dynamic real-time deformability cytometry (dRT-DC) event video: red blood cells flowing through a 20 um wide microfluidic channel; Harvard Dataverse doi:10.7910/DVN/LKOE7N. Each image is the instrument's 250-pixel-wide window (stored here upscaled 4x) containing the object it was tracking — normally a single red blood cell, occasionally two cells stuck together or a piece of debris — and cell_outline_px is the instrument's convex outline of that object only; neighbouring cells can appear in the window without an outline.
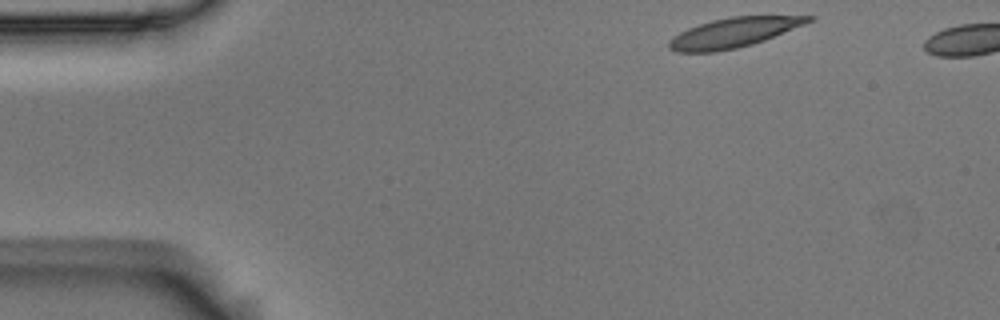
{"species": "Egyptian fruit bat (a non-hibernating species)", "species_latin": "Rousettus aegyptiacus", "temperature_condition": "room temperature", "stored_images_in_passage": 4, "camera_frame_rate_fps": 3000, "um_per_image_px": 0.085, "animal": {"sex": "male"}, "frame": {"image": 1, "passage_image": 1, "time_ms": 0.0, "image_size_px": [1000, 320], "cell_outline_px": [[816, 16], [812, 20], [804, 24], [764, 40], [752, 44], [736, 48], [716, 52], [676, 52], [668, 48], [668, 40], [680, 32], [688, 28], [712, 20], [732, 16]], "centroid_in_image_um": [62.3, 2.78], "position_along_channel_um": 22.7, "area_um2": 23.81}}